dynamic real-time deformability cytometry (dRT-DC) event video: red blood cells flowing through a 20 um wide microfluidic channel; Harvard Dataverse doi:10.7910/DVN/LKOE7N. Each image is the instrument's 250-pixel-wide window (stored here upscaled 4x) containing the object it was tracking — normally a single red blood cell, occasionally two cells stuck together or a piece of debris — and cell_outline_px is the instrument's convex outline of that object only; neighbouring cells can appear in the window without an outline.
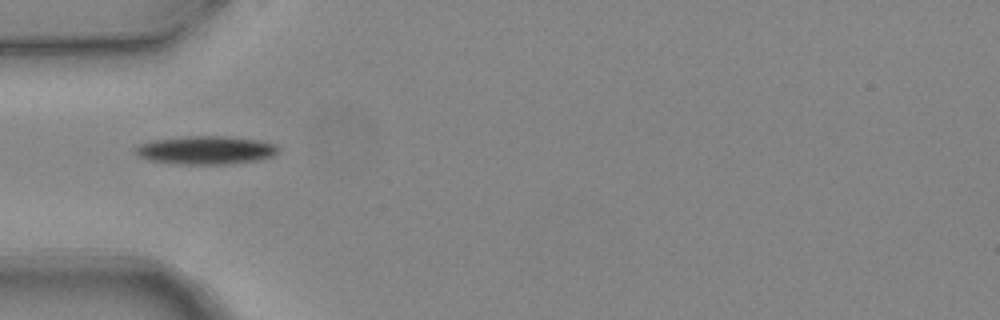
{"species": "common noctule bat (a hibernating species)", "species_latin": "Nyctalus noctula", "temperature_condition": "warm", "stored_images_in_passage": 1, "camera_frame_rate_fps": 3000, "um_per_image_px": 0.085, "animal": {"sex": "female", "body_mass_g": 24.6, "forearm_length_mm": 56.2}, "frame": {"image": 1, "passage_image": 1, "time_ms": 0.0, "image_size_px": [1000, 320], "cell_outline_px": [[280, 148], [272, 156], [256, 160], [224, 164], [176, 164], [148, 160], [136, 156], [132, 152], [132, 148], [136, 144], [152, 140], [184, 136], [228, 136], [260, 140], [276, 144]], "centroid_in_image_um": [17.39, 12.75], "position_along_channel_um": 67.6, "area_um2": 23.99}}